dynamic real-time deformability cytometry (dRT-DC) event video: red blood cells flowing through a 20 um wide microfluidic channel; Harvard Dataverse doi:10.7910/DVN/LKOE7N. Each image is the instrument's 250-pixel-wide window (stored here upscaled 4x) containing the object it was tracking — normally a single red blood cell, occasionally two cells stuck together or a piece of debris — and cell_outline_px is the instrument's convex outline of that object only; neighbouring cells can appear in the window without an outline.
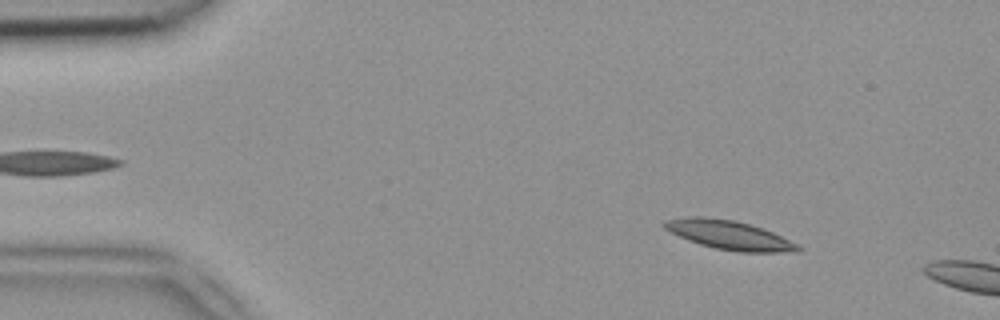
{"species": "common noctule bat (a hibernating species)", "species_latin": "Nyctalus noctula", "temperature_condition": "room temperature", "stored_images_in_passage": 43, "camera_frame_rate_fps": 3000, "um_per_image_px": 0.085, "animal": {"sex": "female", "body_mass_g": 18.4}, "frame": {"image": 1, "passage_image": 6, "time_ms": 1.667, "image_size_px": [1000, 320], "cell_outline_px": [[804, 248], [800, 252], [740, 252], [716, 248], [700, 244], [688, 240], [664, 228], [660, 224], [664, 220], [684, 216], [704, 216], [736, 220], [764, 228], [800, 244]], "centroid_in_image_um": [62.03, 19.96], "position_along_channel_um": 23.0, "area_um2": 23.0}}
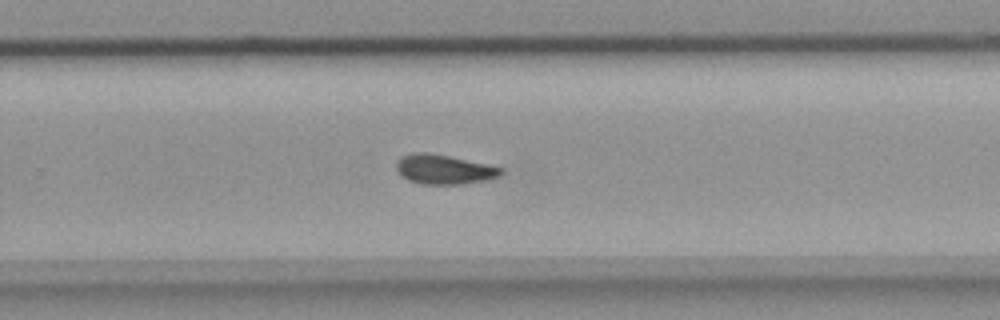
{"frame": {"image": 2, "passage_image": 26, "time_ms": 8.333, "image_size_px": [1000, 320], "cell_outline_px": [[504, 172], [500, 176], [488, 180], [460, 184], [420, 184], [408, 180], [400, 176], [396, 168], [396, 160], [400, 156], [412, 152], [428, 152], [488, 164], [504, 168]], "centroid_in_image_um": [37.72, 14.39], "position_along_channel_um": 292.1, "area_um2": 18.32}}
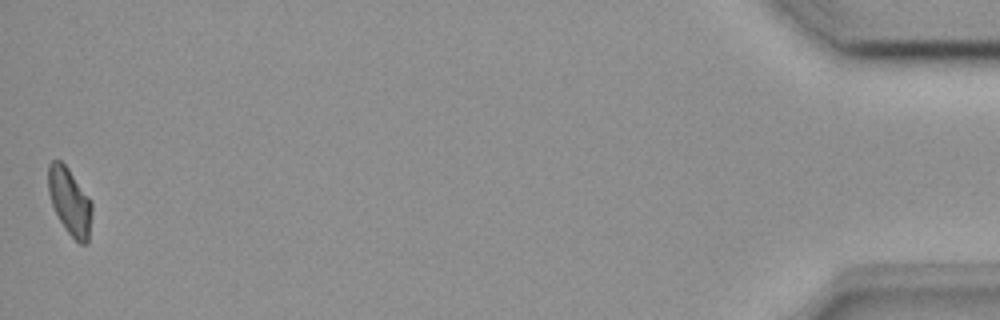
{"frame": {"image": 3, "passage_image": 43, "time_ms": 14.0, "image_size_px": [1000, 320], "cell_outline_px": [[92, 216], [88, 244], [80, 244], [68, 232], [60, 220], [52, 204], [48, 192], [48, 164], [52, 160], [60, 160], [68, 168], [92, 200]], "centroid_in_image_um": [5.95, 17.12], "position_along_channel_um": 429.2, "area_um2": 17.11}}